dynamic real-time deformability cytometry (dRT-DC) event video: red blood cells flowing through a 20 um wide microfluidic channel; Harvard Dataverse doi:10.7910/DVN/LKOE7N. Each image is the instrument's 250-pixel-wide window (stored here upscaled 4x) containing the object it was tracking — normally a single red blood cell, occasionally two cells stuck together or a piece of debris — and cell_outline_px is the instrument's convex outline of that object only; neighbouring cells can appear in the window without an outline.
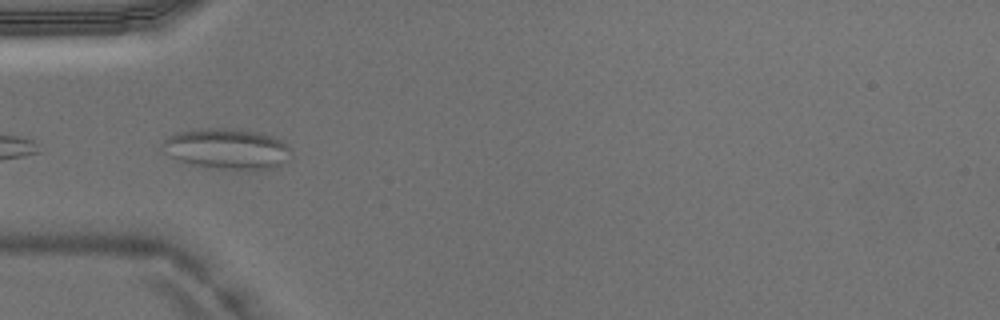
{"species": "Egyptian fruit bat (a non-hibernating species)", "species_latin": "Rousettus aegyptiacus", "temperature_condition": "warm", "stored_images_in_passage": 24, "camera_frame_rate_fps": 3000, "um_per_image_px": 0.085, "animal": {"sex": "male"}, "frame": {"image": 1, "passage_image": 14, "time_ms": 4.333, "image_size_px": [1000, 320], "cell_outline_px": [[292, 160], [276, 168], [220, 168], [192, 164], [180, 160], [164, 152], [160, 148], [160, 144], [168, 136], [176, 132], [200, 128], [232, 128], [260, 132], [272, 136], [288, 144], [292, 148]], "centroid_in_image_um": [19.35, 12.62], "position_along_channel_um": 65.7, "area_um2": 30.63}}